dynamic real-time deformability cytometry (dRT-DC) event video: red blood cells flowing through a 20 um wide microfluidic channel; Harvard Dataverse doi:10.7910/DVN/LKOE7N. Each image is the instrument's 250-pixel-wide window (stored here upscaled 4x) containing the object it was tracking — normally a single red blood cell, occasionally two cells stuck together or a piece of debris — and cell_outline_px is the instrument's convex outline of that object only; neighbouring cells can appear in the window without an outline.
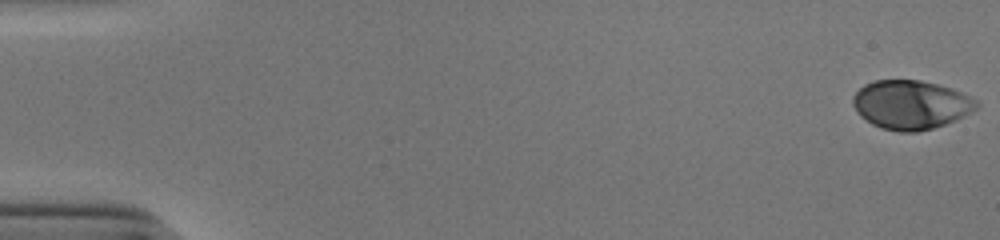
{"species": "human", "species_latin": "Homo sapiens", "temperature_condition": "cold", "stored_images_in_passage": 53, "camera_frame_rate_fps": 3000, "um_per_image_px": 0.085, "donor": {"sex": "male"}, "frame": {"image": 1, "passage_image": 1, "time_ms": 0.0, "image_size_px": [1000, 240], "cell_outline_px": [[980, 104], [972, 112], [956, 120], [932, 128], [916, 132], [900, 132], [880, 128], [872, 124], [860, 116], [856, 112], [852, 104], [852, 96], [864, 84], [876, 80], [920, 80], [952, 88], [972, 96]], "centroid_in_image_um": [77.42, 8.9], "position_along_channel_um": 7.6, "area_um2": 35.49}}
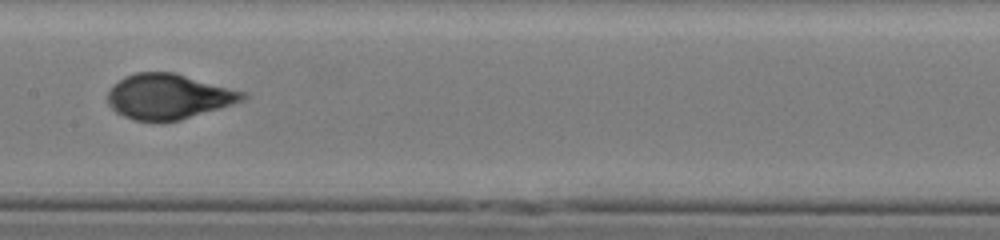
{"frame": {"image": 2, "passage_image": 28, "time_ms": 9.0, "image_size_px": [1000, 240], "cell_outline_px": [[248, 96], [244, 100], [220, 108], [180, 120], [132, 120], [116, 112], [112, 108], [108, 100], [108, 92], [112, 84], [124, 76], [136, 72], [172, 72], [244, 92]], "centroid_in_image_um": [14.28, 8.19], "position_along_channel_um": 193.1, "area_um2": 35.03}}
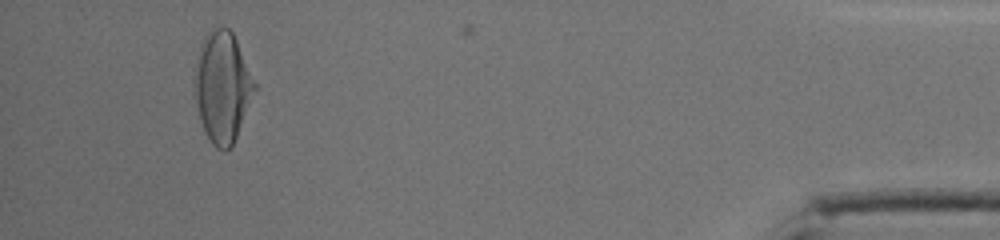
{"frame": {"image": 3, "passage_image": 50, "time_ms": 16.333, "image_size_px": [1000, 240], "cell_outline_px": [[256, 88], [236, 136], [232, 144], [224, 152], [216, 148], [212, 144], [200, 120], [192, 92], [196, 72], [204, 36], [216, 24], [220, 24], [228, 28], [232, 32], [236, 40], [256, 84]], "centroid_in_image_um": [18.89, 7.38], "position_along_channel_um": 416.3, "area_um2": 38.09}, "authors_computed_cell_mechanics": {"area_um2": 35.0846, "velocity_mm_per_s": 3.9116, "shape_relaxation_time_tau1_ms": 5.836, "shape_relaxation_time_tau2_ms": null, "deformation_change_tau1": 0.218, "deformation_change_tau2": null}}